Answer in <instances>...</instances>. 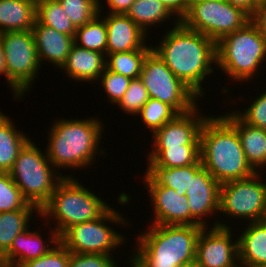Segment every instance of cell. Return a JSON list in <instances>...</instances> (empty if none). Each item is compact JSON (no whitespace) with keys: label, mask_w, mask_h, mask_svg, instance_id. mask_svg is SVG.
I'll use <instances>...</instances> for the list:
<instances>
[{"label":"cell","mask_w":266,"mask_h":267,"mask_svg":"<svg viewBox=\"0 0 266 267\" xmlns=\"http://www.w3.org/2000/svg\"><path fill=\"white\" fill-rule=\"evenodd\" d=\"M171 26L173 28L168 27L164 31L159 45L152 46V50L200 98L205 95L202 84L206 83L207 75L215 73L216 43L204 34L188 29L181 22Z\"/></svg>","instance_id":"cell-1"},{"label":"cell","mask_w":266,"mask_h":267,"mask_svg":"<svg viewBox=\"0 0 266 267\" xmlns=\"http://www.w3.org/2000/svg\"><path fill=\"white\" fill-rule=\"evenodd\" d=\"M92 117L72 120L59 118L50 124L45 149L49 161L57 171L61 168L84 170L95 163L96 155L106 152L103 146L99 148L105 127L101 118Z\"/></svg>","instance_id":"cell-2"},{"label":"cell","mask_w":266,"mask_h":267,"mask_svg":"<svg viewBox=\"0 0 266 267\" xmlns=\"http://www.w3.org/2000/svg\"><path fill=\"white\" fill-rule=\"evenodd\" d=\"M202 166L221 185L249 178L256 171L247 162L236 128L222 115L208 116L200 132Z\"/></svg>","instance_id":"cell-3"},{"label":"cell","mask_w":266,"mask_h":267,"mask_svg":"<svg viewBox=\"0 0 266 267\" xmlns=\"http://www.w3.org/2000/svg\"><path fill=\"white\" fill-rule=\"evenodd\" d=\"M202 228L151 224L136 237L137 247L132 251L147 267H179L196 259V242Z\"/></svg>","instance_id":"cell-4"},{"label":"cell","mask_w":266,"mask_h":267,"mask_svg":"<svg viewBox=\"0 0 266 267\" xmlns=\"http://www.w3.org/2000/svg\"><path fill=\"white\" fill-rule=\"evenodd\" d=\"M90 188H85L74 176L64 177L50 200L40 209V218L57 223L53 229L60 236L74 224L92 221L100 218L110 207L101 200Z\"/></svg>","instance_id":"cell-5"},{"label":"cell","mask_w":266,"mask_h":267,"mask_svg":"<svg viewBox=\"0 0 266 267\" xmlns=\"http://www.w3.org/2000/svg\"><path fill=\"white\" fill-rule=\"evenodd\" d=\"M265 61L266 39L251 21L216 43V68L234 83H248L260 73V66Z\"/></svg>","instance_id":"cell-6"},{"label":"cell","mask_w":266,"mask_h":267,"mask_svg":"<svg viewBox=\"0 0 266 267\" xmlns=\"http://www.w3.org/2000/svg\"><path fill=\"white\" fill-rule=\"evenodd\" d=\"M42 151L30 138L20 149L8 172L23 197L39 209L50 200L59 182L64 177H71L56 171L47 157L46 150Z\"/></svg>","instance_id":"cell-7"},{"label":"cell","mask_w":266,"mask_h":267,"mask_svg":"<svg viewBox=\"0 0 266 267\" xmlns=\"http://www.w3.org/2000/svg\"><path fill=\"white\" fill-rule=\"evenodd\" d=\"M121 214L119 210L110 207L98 219L70 226L59 236V241L71 253L112 255L111 252L123 246L127 238L109 226L110 223H115V226L129 225L130 221Z\"/></svg>","instance_id":"cell-8"},{"label":"cell","mask_w":266,"mask_h":267,"mask_svg":"<svg viewBox=\"0 0 266 267\" xmlns=\"http://www.w3.org/2000/svg\"><path fill=\"white\" fill-rule=\"evenodd\" d=\"M5 56V80L13 91L14 99L21 100L42 67L31 30L8 31L0 34Z\"/></svg>","instance_id":"cell-9"},{"label":"cell","mask_w":266,"mask_h":267,"mask_svg":"<svg viewBox=\"0 0 266 267\" xmlns=\"http://www.w3.org/2000/svg\"><path fill=\"white\" fill-rule=\"evenodd\" d=\"M256 172L249 178L220 185L219 214L252 223L265 219L266 181ZM234 219V220H233Z\"/></svg>","instance_id":"cell-10"},{"label":"cell","mask_w":266,"mask_h":267,"mask_svg":"<svg viewBox=\"0 0 266 267\" xmlns=\"http://www.w3.org/2000/svg\"><path fill=\"white\" fill-rule=\"evenodd\" d=\"M139 78L150 98L169 104L179 114L187 113L198 105L199 97L174 75L153 50L145 57Z\"/></svg>","instance_id":"cell-11"},{"label":"cell","mask_w":266,"mask_h":267,"mask_svg":"<svg viewBox=\"0 0 266 267\" xmlns=\"http://www.w3.org/2000/svg\"><path fill=\"white\" fill-rule=\"evenodd\" d=\"M250 17L226 0L191 2L181 23L217 43L224 36L242 28Z\"/></svg>","instance_id":"cell-12"},{"label":"cell","mask_w":266,"mask_h":267,"mask_svg":"<svg viewBox=\"0 0 266 267\" xmlns=\"http://www.w3.org/2000/svg\"><path fill=\"white\" fill-rule=\"evenodd\" d=\"M224 220L218 222L216 219L212 223L214 225H209L210 228L206 226L201 229L196 242L195 259L199 267H233L238 264V236L234 240L231 232L234 230Z\"/></svg>","instance_id":"cell-13"},{"label":"cell","mask_w":266,"mask_h":267,"mask_svg":"<svg viewBox=\"0 0 266 267\" xmlns=\"http://www.w3.org/2000/svg\"><path fill=\"white\" fill-rule=\"evenodd\" d=\"M154 208V225H201L190 213L186 195L160 185H145Z\"/></svg>","instance_id":"cell-14"},{"label":"cell","mask_w":266,"mask_h":267,"mask_svg":"<svg viewBox=\"0 0 266 267\" xmlns=\"http://www.w3.org/2000/svg\"><path fill=\"white\" fill-rule=\"evenodd\" d=\"M199 105L187 113L178 114L172 121L158 129L152 135L153 147L151 148L200 145L201 128L208 115L200 113Z\"/></svg>","instance_id":"cell-15"},{"label":"cell","mask_w":266,"mask_h":267,"mask_svg":"<svg viewBox=\"0 0 266 267\" xmlns=\"http://www.w3.org/2000/svg\"><path fill=\"white\" fill-rule=\"evenodd\" d=\"M185 195L191 215L203 227L208 226L210 221L205 217L209 220L212 215L219 213L220 184L202 166L194 175H190V184Z\"/></svg>","instance_id":"cell-16"},{"label":"cell","mask_w":266,"mask_h":267,"mask_svg":"<svg viewBox=\"0 0 266 267\" xmlns=\"http://www.w3.org/2000/svg\"><path fill=\"white\" fill-rule=\"evenodd\" d=\"M101 3L103 1L99 0V14L105 20L107 27V55L138 49H152V46L146 44L148 34H145L126 14L107 12V15L103 17L105 13L102 14V6L104 4L101 5Z\"/></svg>","instance_id":"cell-17"},{"label":"cell","mask_w":266,"mask_h":267,"mask_svg":"<svg viewBox=\"0 0 266 267\" xmlns=\"http://www.w3.org/2000/svg\"><path fill=\"white\" fill-rule=\"evenodd\" d=\"M45 225L48 230L51 229L48 241H44L41 231H31L29 228L13 239L10 248L3 254L9 267H17L21 263L37 259L60 242L58 233L51 228V225L48 223Z\"/></svg>","instance_id":"cell-18"},{"label":"cell","mask_w":266,"mask_h":267,"mask_svg":"<svg viewBox=\"0 0 266 267\" xmlns=\"http://www.w3.org/2000/svg\"><path fill=\"white\" fill-rule=\"evenodd\" d=\"M31 31L40 65L42 61H47L54 65L53 67L61 69L74 44V36L58 32L37 21Z\"/></svg>","instance_id":"cell-19"},{"label":"cell","mask_w":266,"mask_h":267,"mask_svg":"<svg viewBox=\"0 0 266 267\" xmlns=\"http://www.w3.org/2000/svg\"><path fill=\"white\" fill-rule=\"evenodd\" d=\"M106 68V55L81 48L73 44L65 64L60 70L65 71L68 79L77 82L97 83Z\"/></svg>","instance_id":"cell-20"},{"label":"cell","mask_w":266,"mask_h":267,"mask_svg":"<svg viewBox=\"0 0 266 267\" xmlns=\"http://www.w3.org/2000/svg\"><path fill=\"white\" fill-rule=\"evenodd\" d=\"M223 116L236 128L247 162L256 172H260L266 166V129L244 123L231 110Z\"/></svg>","instance_id":"cell-21"},{"label":"cell","mask_w":266,"mask_h":267,"mask_svg":"<svg viewBox=\"0 0 266 267\" xmlns=\"http://www.w3.org/2000/svg\"><path fill=\"white\" fill-rule=\"evenodd\" d=\"M246 225L238 237L239 263L245 267H266V220Z\"/></svg>","instance_id":"cell-22"},{"label":"cell","mask_w":266,"mask_h":267,"mask_svg":"<svg viewBox=\"0 0 266 267\" xmlns=\"http://www.w3.org/2000/svg\"><path fill=\"white\" fill-rule=\"evenodd\" d=\"M36 17V4L31 0H0V34L32 30Z\"/></svg>","instance_id":"cell-23"},{"label":"cell","mask_w":266,"mask_h":267,"mask_svg":"<svg viewBox=\"0 0 266 267\" xmlns=\"http://www.w3.org/2000/svg\"><path fill=\"white\" fill-rule=\"evenodd\" d=\"M202 167L201 160L186 167L165 168L162 166H147L144 185H160L175 190L178 195H185L190 184V175H194Z\"/></svg>","instance_id":"cell-24"},{"label":"cell","mask_w":266,"mask_h":267,"mask_svg":"<svg viewBox=\"0 0 266 267\" xmlns=\"http://www.w3.org/2000/svg\"><path fill=\"white\" fill-rule=\"evenodd\" d=\"M12 118L0 111V172H9L20 149L30 139L28 135L16 129Z\"/></svg>","instance_id":"cell-25"},{"label":"cell","mask_w":266,"mask_h":267,"mask_svg":"<svg viewBox=\"0 0 266 267\" xmlns=\"http://www.w3.org/2000/svg\"><path fill=\"white\" fill-rule=\"evenodd\" d=\"M35 213L40 216V209L31 203L20 210L0 212V253L4 254L10 248L18 234L31 228L29 222Z\"/></svg>","instance_id":"cell-26"},{"label":"cell","mask_w":266,"mask_h":267,"mask_svg":"<svg viewBox=\"0 0 266 267\" xmlns=\"http://www.w3.org/2000/svg\"><path fill=\"white\" fill-rule=\"evenodd\" d=\"M150 151L147 153V166L186 167L200 160V145L152 148Z\"/></svg>","instance_id":"cell-27"},{"label":"cell","mask_w":266,"mask_h":267,"mask_svg":"<svg viewBox=\"0 0 266 267\" xmlns=\"http://www.w3.org/2000/svg\"><path fill=\"white\" fill-rule=\"evenodd\" d=\"M126 15L147 34L149 28L172 21L173 14L159 0H135ZM157 25V26H156ZM148 29V30H147Z\"/></svg>","instance_id":"cell-28"},{"label":"cell","mask_w":266,"mask_h":267,"mask_svg":"<svg viewBox=\"0 0 266 267\" xmlns=\"http://www.w3.org/2000/svg\"><path fill=\"white\" fill-rule=\"evenodd\" d=\"M74 44L107 56V27L100 14L89 23L76 28Z\"/></svg>","instance_id":"cell-29"},{"label":"cell","mask_w":266,"mask_h":267,"mask_svg":"<svg viewBox=\"0 0 266 267\" xmlns=\"http://www.w3.org/2000/svg\"><path fill=\"white\" fill-rule=\"evenodd\" d=\"M36 16V21L39 24L51 27L66 35L75 36L76 28L58 0H45L37 3Z\"/></svg>","instance_id":"cell-30"},{"label":"cell","mask_w":266,"mask_h":267,"mask_svg":"<svg viewBox=\"0 0 266 267\" xmlns=\"http://www.w3.org/2000/svg\"><path fill=\"white\" fill-rule=\"evenodd\" d=\"M152 49H138L118 52L106 56V68L130 79H137L141 74L143 62Z\"/></svg>","instance_id":"cell-31"},{"label":"cell","mask_w":266,"mask_h":267,"mask_svg":"<svg viewBox=\"0 0 266 267\" xmlns=\"http://www.w3.org/2000/svg\"><path fill=\"white\" fill-rule=\"evenodd\" d=\"M179 113L169 104L150 98L137 117L149 129L151 136L167 122L172 121Z\"/></svg>","instance_id":"cell-32"},{"label":"cell","mask_w":266,"mask_h":267,"mask_svg":"<svg viewBox=\"0 0 266 267\" xmlns=\"http://www.w3.org/2000/svg\"><path fill=\"white\" fill-rule=\"evenodd\" d=\"M75 28L82 27L99 14V0H58Z\"/></svg>","instance_id":"cell-33"},{"label":"cell","mask_w":266,"mask_h":267,"mask_svg":"<svg viewBox=\"0 0 266 267\" xmlns=\"http://www.w3.org/2000/svg\"><path fill=\"white\" fill-rule=\"evenodd\" d=\"M29 202L8 172H0V212L23 209Z\"/></svg>","instance_id":"cell-34"},{"label":"cell","mask_w":266,"mask_h":267,"mask_svg":"<svg viewBox=\"0 0 266 267\" xmlns=\"http://www.w3.org/2000/svg\"><path fill=\"white\" fill-rule=\"evenodd\" d=\"M149 99L148 91L140 78L132 79L117 106L126 114L137 116Z\"/></svg>","instance_id":"cell-35"},{"label":"cell","mask_w":266,"mask_h":267,"mask_svg":"<svg viewBox=\"0 0 266 267\" xmlns=\"http://www.w3.org/2000/svg\"><path fill=\"white\" fill-rule=\"evenodd\" d=\"M131 80L132 79L126 76L105 68L100 75L98 82H100L103 89H105L103 93H106L108 99L106 101H109L107 103H111V105L118 104L123 98L124 93L127 91Z\"/></svg>","instance_id":"cell-36"},{"label":"cell","mask_w":266,"mask_h":267,"mask_svg":"<svg viewBox=\"0 0 266 267\" xmlns=\"http://www.w3.org/2000/svg\"><path fill=\"white\" fill-rule=\"evenodd\" d=\"M244 123L266 129V89L242 111H233Z\"/></svg>","instance_id":"cell-37"},{"label":"cell","mask_w":266,"mask_h":267,"mask_svg":"<svg viewBox=\"0 0 266 267\" xmlns=\"http://www.w3.org/2000/svg\"><path fill=\"white\" fill-rule=\"evenodd\" d=\"M69 257L70 251L59 242L45 255L21 263L17 267H68Z\"/></svg>","instance_id":"cell-38"},{"label":"cell","mask_w":266,"mask_h":267,"mask_svg":"<svg viewBox=\"0 0 266 267\" xmlns=\"http://www.w3.org/2000/svg\"><path fill=\"white\" fill-rule=\"evenodd\" d=\"M113 255L71 253L68 267H118Z\"/></svg>","instance_id":"cell-39"},{"label":"cell","mask_w":266,"mask_h":267,"mask_svg":"<svg viewBox=\"0 0 266 267\" xmlns=\"http://www.w3.org/2000/svg\"><path fill=\"white\" fill-rule=\"evenodd\" d=\"M159 1L163 3L169 9V11L174 15L172 23H179L181 19L187 14L189 6L188 0H159Z\"/></svg>","instance_id":"cell-40"},{"label":"cell","mask_w":266,"mask_h":267,"mask_svg":"<svg viewBox=\"0 0 266 267\" xmlns=\"http://www.w3.org/2000/svg\"><path fill=\"white\" fill-rule=\"evenodd\" d=\"M258 32L266 39V0L258 1L257 7L250 17Z\"/></svg>","instance_id":"cell-41"},{"label":"cell","mask_w":266,"mask_h":267,"mask_svg":"<svg viewBox=\"0 0 266 267\" xmlns=\"http://www.w3.org/2000/svg\"><path fill=\"white\" fill-rule=\"evenodd\" d=\"M135 0H105L109 13L126 14Z\"/></svg>","instance_id":"cell-42"},{"label":"cell","mask_w":266,"mask_h":267,"mask_svg":"<svg viewBox=\"0 0 266 267\" xmlns=\"http://www.w3.org/2000/svg\"><path fill=\"white\" fill-rule=\"evenodd\" d=\"M234 7L241 9L249 17H251L257 7V0H226Z\"/></svg>","instance_id":"cell-43"},{"label":"cell","mask_w":266,"mask_h":267,"mask_svg":"<svg viewBox=\"0 0 266 267\" xmlns=\"http://www.w3.org/2000/svg\"><path fill=\"white\" fill-rule=\"evenodd\" d=\"M130 259L128 258L127 262L130 263L131 267H147L133 252L130 254Z\"/></svg>","instance_id":"cell-44"},{"label":"cell","mask_w":266,"mask_h":267,"mask_svg":"<svg viewBox=\"0 0 266 267\" xmlns=\"http://www.w3.org/2000/svg\"><path fill=\"white\" fill-rule=\"evenodd\" d=\"M0 75H4L5 77V56L1 40H0Z\"/></svg>","instance_id":"cell-45"},{"label":"cell","mask_w":266,"mask_h":267,"mask_svg":"<svg viewBox=\"0 0 266 267\" xmlns=\"http://www.w3.org/2000/svg\"><path fill=\"white\" fill-rule=\"evenodd\" d=\"M179 267H199L196 260L180 265Z\"/></svg>","instance_id":"cell-46"},{"label":"cell","mask_w":266,"mask_h":267,"mask_svg":"<svg viewBox=\"0 0 266 267\" xmlns=\"http://www.w3.org/2000/svg\"><path fill=\"white\" fill-rule=\"evenodd\" d=\"M0 267H9L2 253H0Z\"/></svg>","instance_id":"cell-47"},{"label":"cell","mask_w":266,"mask_h":267,"mask_svg":"<svg viewBox=\"0 0 266 267\" xmlns=\"http://www.w3.org/2000/svg\"><path fill=\"white\" fill-rule=\"evenodd\" d=\"M204 1H213V0H188L189 4L191 2H204Z\"/></svg>","instance_id":"cell-48"},{"label":"cell","mask_w":266,"mask_h":267,"mask_svg":"<svg viewBox=\"0 0 266 267\" xmlns=\"http://www.w3.org/2000/svg\"><path fill=\"white\" fill-rule=\"evenodd\" d=\"M32 2H34L35 4L41 2V1H45V0H31Z\"/></svg>","instance_id":"cell-49"},{"label":"cell","mask_w":266,"mask_h":267,"mask_svg":"<svg viewBox=\"0 0 266 267\" xmlns=\"http://www.w3.org/2000/svg\"><path fill=\"white\" fill-rule=\"evenodd\" d=\"M240 264V265H239ZM233 267H245L244 265H242L241 263H238L237 265L233 266Z\"/></svg>","instance_id":"cell-50"}]
</instances>
